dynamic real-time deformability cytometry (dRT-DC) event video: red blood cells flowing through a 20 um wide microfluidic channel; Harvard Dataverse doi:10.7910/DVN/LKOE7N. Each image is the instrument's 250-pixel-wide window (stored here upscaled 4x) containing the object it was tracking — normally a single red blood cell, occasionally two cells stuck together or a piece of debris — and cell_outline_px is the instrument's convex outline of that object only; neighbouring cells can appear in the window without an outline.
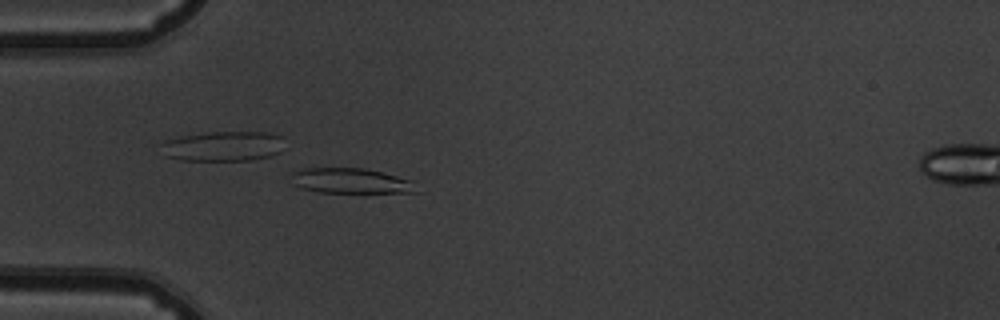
{"species": "common noctule bat (a hibernating species)", "species_latin": "Nyctalus noctula", "temperature_condition": "warm", "stored_images_in_passage": 52, "camera_frame_rate_fps": 3000, "um_per_image_px": 0.085, "animal": {"sex": "male", "body_mass_g": 19.5, "forearm_length_mm": 54.6}, "frame": {"image": 1, "passage_image": 15, "time_ms": 4.667, "image_size_px": [1000, 320], "cell_outline_px": [[420, 192], [320, 192], [300, 188], [292, 184], [288, 176], [292, 172], [300, 168], [364, 168], [412, 180]], "centroid_in_image_um": [29.73, 15.36], "position_along_channel_um": 55.3, "area_um2": 18.5}}
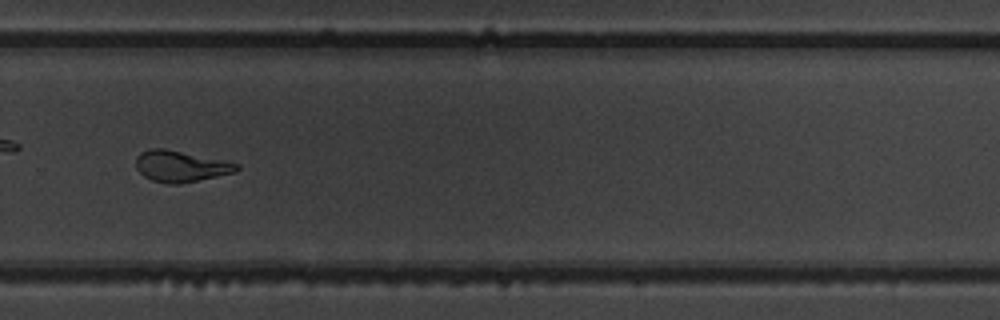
{"frame": {"image": 2, "passage_image": 36, "time_ms": 11.667, "image_size_px": [1000, 320], "cell_outline_px": [[240, 168], [236, 172], [180, 184], [168, 184], [152, 180], [144, 176], [136, 168], [136, 156], [140, 152], [152, 148], [164, 148], [240, 164]], "centroid_in_image_um": [15.34, 14.14], "position_along_channel_um": 314.5, "area_um2": 18.21}}
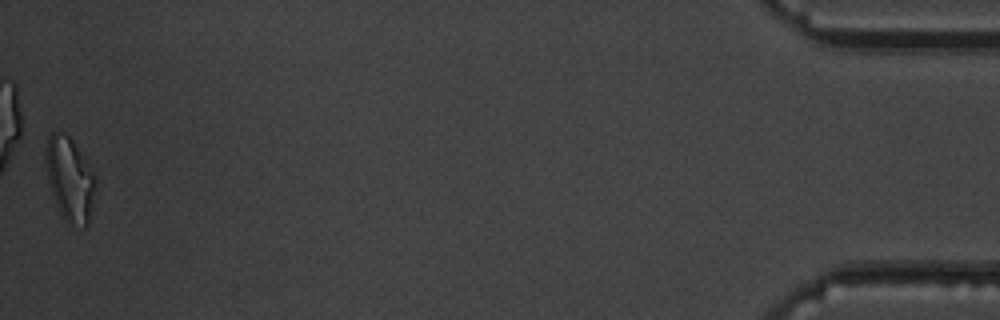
{"frame": {"image": 3, "passage_image": 52, "time_ms": 17.0, "image_size_px": [1000, 320], "cell_outline_px": [[96, 188], [88, 224], [84, 228], [72, 224], [60, 212], [52, 196], [44, 164], [44, 148], [48, 132], [64, 132], [72, 140], [88, 160], [96, 172]], "centroid_in_image_um": [5.93, 15.15], "position_along_channel_um": 429.3, "area_um2": 25.03}, "authors_computed_cell_mechanics": {"area_um2": 19.1029, "velocity_mm_per_s": 3.8304, "shape_relaxation_time_tau1_ms": 6.6286, "shape_relaxation_time_tau2_ms": 2.0327, "deformation_change_tau1": 0.2268, "deformation_change_tau2": 0.0883}}